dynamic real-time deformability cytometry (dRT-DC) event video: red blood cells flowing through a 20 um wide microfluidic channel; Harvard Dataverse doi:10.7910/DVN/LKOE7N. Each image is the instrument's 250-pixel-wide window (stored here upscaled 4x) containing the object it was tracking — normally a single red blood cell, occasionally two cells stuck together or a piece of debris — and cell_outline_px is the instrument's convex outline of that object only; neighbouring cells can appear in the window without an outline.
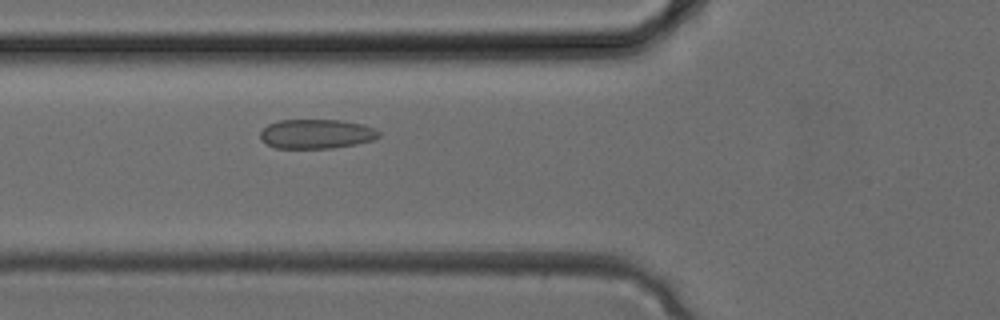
{"species": "common noctule bat (a hibernating species)", "species_latin": "Nyctalus noctula", "temperature_condition": "cold", "stored_images_in_passage": 34, "camera_frame_rate_fps": 3000, "um_per_image_px": 0.085, "animal": {"sex": "female", "body_mass_g": 24.6, "forearm_length_mm": 56.2}, "frame": {"image": 1, "passage_image": 12, "time_ms": 3.667, "image_size_px": [1000, 320], "cell_outline_px": [[380, 136], [372, 140], [356, 144], [332, 148], [276, 148], [260, 140], [260, 132], [268, 124], [280, 120], [340, 120], [364, 124], [380, 132]], "centroid_in_image_um": [26.88, 11.38], "position_along_channel_um": 98.9, "area_um2": 20.29}}
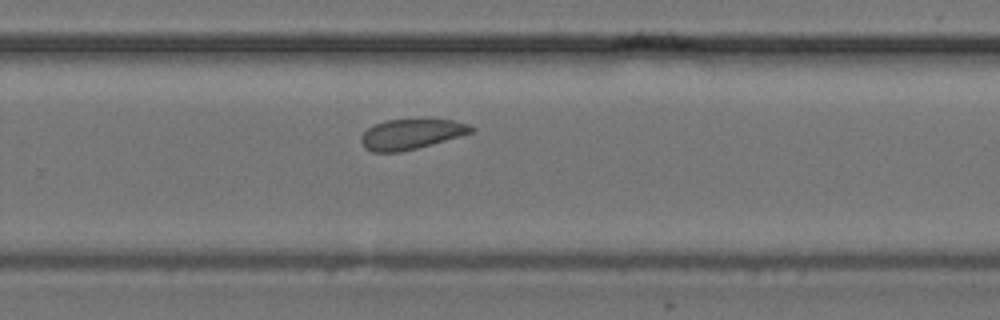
{"frame": {"image": 2, "passage_image": 22, "time_ms": 7.0, "image_size_px": [1000, 320], "cell_outline_px": [[476, 128], [472, 132], [460, 136], [432, 144], [400, 152], [372, 152], [364, 148], [360, 140], [360, 136], [368, 128], [384, 120], [424, 116], [452, 120], [468, 124]], "centroid_in_image_um": [34.96, 11.35], "position_along_channel_um": 294.8, "area_um2": 20.17}}
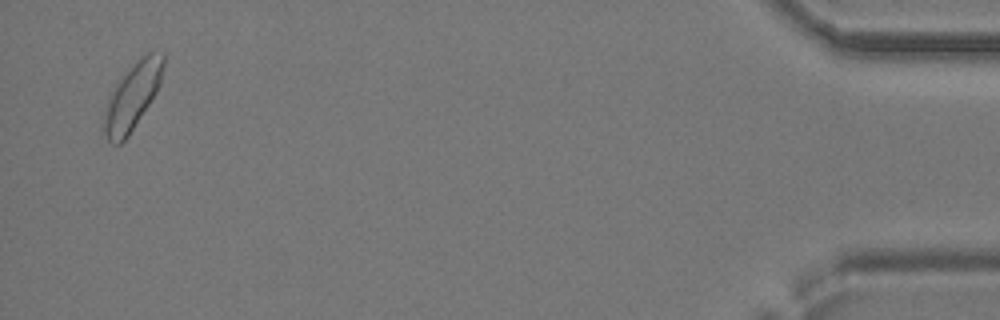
{"frame": {"image": 3, "passage_image": 33, "time_ms": 10.667, "image_size_px": [1000, 320], "cell_outline_px": [[164, 64], [160, 84], [156, 92], [128, 136], [120, 144], [112, 144], [100, 132], [100, 128], [108, 96], [124, 72], [148, 52], [164, 52]], "centroid_in_image_um": [11.19, 8.24], "position_along_channel_um": 424.0, "area_um2": 23.18}}